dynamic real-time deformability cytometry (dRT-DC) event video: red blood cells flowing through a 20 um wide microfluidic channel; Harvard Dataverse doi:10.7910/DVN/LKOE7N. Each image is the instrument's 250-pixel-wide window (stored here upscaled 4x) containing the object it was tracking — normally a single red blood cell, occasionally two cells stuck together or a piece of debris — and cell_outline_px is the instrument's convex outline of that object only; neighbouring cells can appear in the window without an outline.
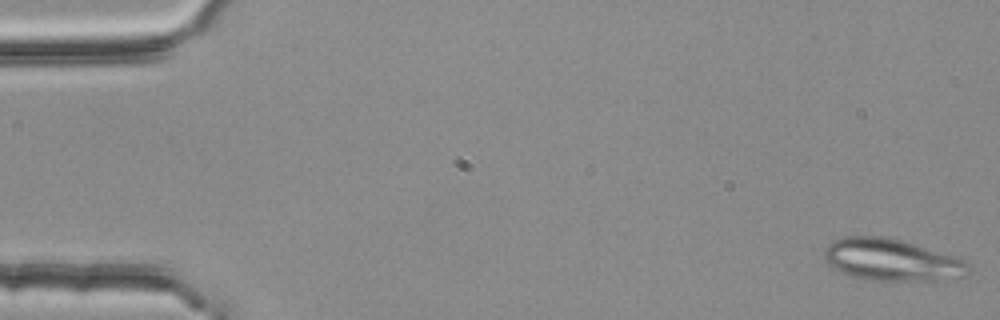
{"species": "common noctule bat (a hibernating species)", "species_latin": "Nyctalus noctula", "temperature_condition": "room temperature", "stored_images_in_passage": 5, "camera_frame_rate_fps": 3000, "um_per_image_px": 0.085, "animal": {"sex": "female", "body_mass_g": 25.1}, "frame": {"image": 1, "passage_image": 1, "time_ms": 0.0, "image_size_px": [1000, 320], "cell_outline_px": [[972, 268], [964, 276], [948, 280], [864, 280], [840, 272], [832, 268], [824, 260], [824, 248], [832, 240], [848, 236], [888, 236], [952, 256], [964, 260]], "centroid_in_image_um": [75.74, 22.1], "position_along_channel_um": 9.3, "area_um2": 35.32}}